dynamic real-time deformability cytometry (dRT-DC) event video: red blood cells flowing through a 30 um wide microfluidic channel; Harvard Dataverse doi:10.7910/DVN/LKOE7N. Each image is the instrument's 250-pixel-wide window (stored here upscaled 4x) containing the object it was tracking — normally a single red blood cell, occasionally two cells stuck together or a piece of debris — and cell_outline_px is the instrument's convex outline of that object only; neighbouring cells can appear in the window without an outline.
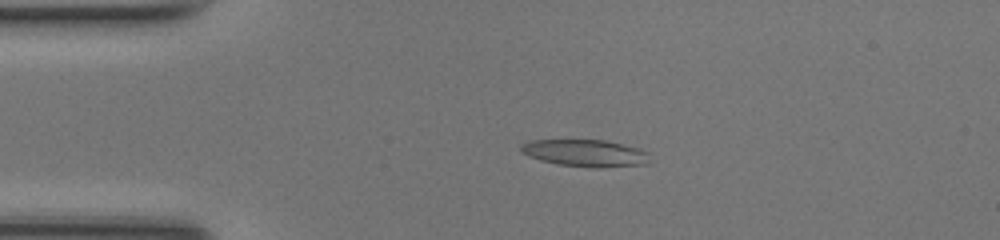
{"species": "common noctule bat (a hibernating species)", "species_latin": "Nyctalus noctula", "temperature_condition": "room temperature", "stored_images_in_passage": 41, "segment_of_instrument_passage": [1, 2], "camera_frame_rate_fps": 3000, "um_per_image_px": 0.085, "animal": {"sex": "female", "body_mass_g": 17.0, "forearm_length_mm": 48.0}, "frame": {"image": 1, "passage_image": 3, "time_ms": 0.667, "image_size_px": [1000, 240], "cell_outline_px": [[648, 164], [600, 168], [588, 168], [560, 164], [540, 160], [528, 156], [520, 152], [520, 144], [532, 140], [604, 140], [640, 148], [648, 152]], "centroid_in_image_um": [49.75, 13.02], "position_along_channel_um": 35.3, "area_um2": 20.46}}
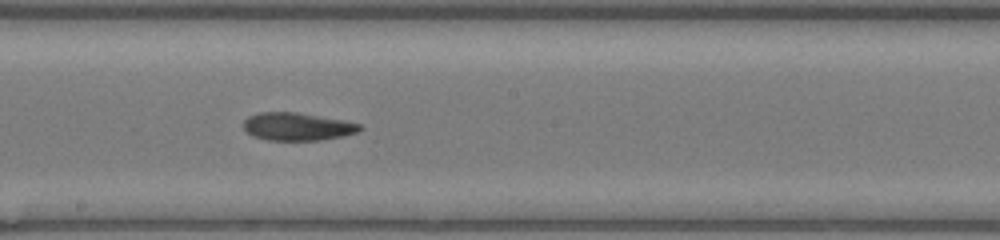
{"frame": {"image": 2, "passage_image": 19, "time_ms": 6.0, "image_size_px": [1000, 240], "cell_outline_px": [[364, 128], [356, 132], [344, 136], [320, 140], [268, 140], [252, 136], [244, 128], [244, 120], [248, 116], [260, 112], [296, 112], [344, 120], [360, 124]], "centroid_in_image_um": [25.28, 10.76], "position_along_channel_um": 222.9, "area_um2": 18.84}}
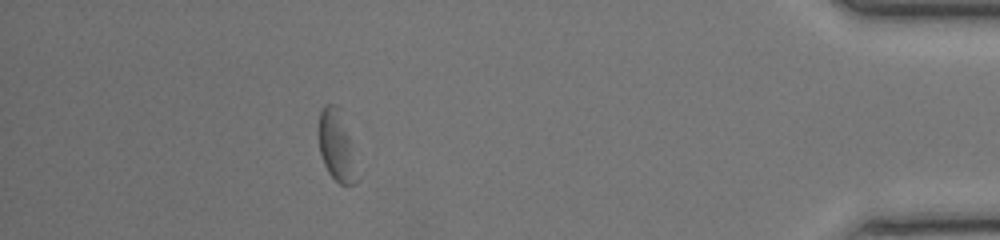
{"frame": {"image": 3, "passage_image": 36, "time_ms": 11.667, "image_size_px": [1000, 240], "cell_outline_px": [[356, 184], [340, 184], [328, 172], [324, 164], [320, 152], [316, 132], [320, 112], [324, 104], [332, 104], [340, 108], [348, 136], [356, 180]], "centroid_in_image_um": [28.5, 12.32], "position_along_channel_um": 406.7, "area_um2": 15.26}}